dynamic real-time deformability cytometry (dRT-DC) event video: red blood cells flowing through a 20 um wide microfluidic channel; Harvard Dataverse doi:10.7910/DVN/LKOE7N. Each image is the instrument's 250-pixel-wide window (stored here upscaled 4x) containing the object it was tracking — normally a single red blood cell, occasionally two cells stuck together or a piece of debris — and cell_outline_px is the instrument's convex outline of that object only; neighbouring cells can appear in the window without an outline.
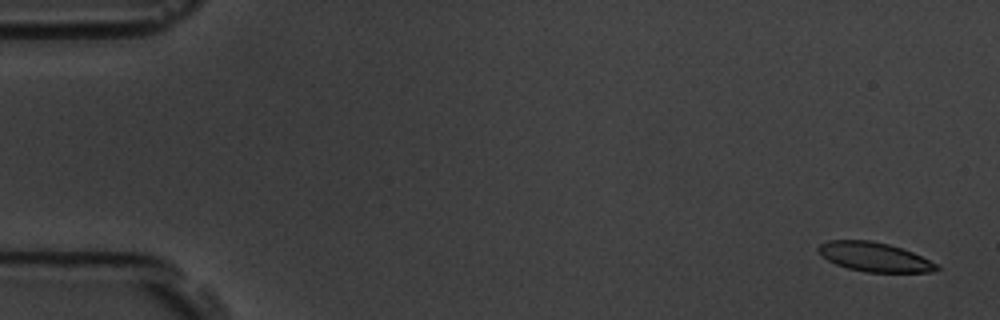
{"species": "common noctule bat (a hibernating species)", "species_latin": "Nyctalus noctula", "temperature_condition": "room temperature", "stored_images_in_passage": 5, "camera_frame_rate_fps": 3000, "um_per_image_px": 0.085, "animal": {"sex": "male", "body_mass_g": 19.5, "forearm_length_mm": 54.6}, "frame": {"image": 1, "passage_image": 1, "time_ms": 0.0, "image_size_px": [1000, 320], "cell_outline_px": [[940, 268], [932, 272], [868, 272], [848, 268], [836, 264], [828, 260], [816, 248], [820, 244], [828, 240], [872, 240], [888, 244], [912, 252], [936, 264]], "centroid_in_image_um": [74.3, 21.83], "position_along_channel_um": 10.7, "area_um2": 19.83}}
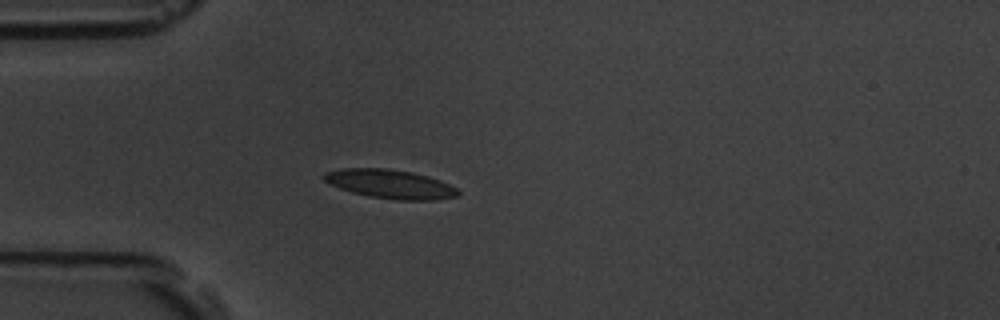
{"frame": {"image": 2, "passage_image": 5, "time_ms": 1.333, "image_size_px": [1000, 320], "cell_outline_px": [[460, 192], [456, 196], [436, 200], [396, 200], [368, 196], [352, 192], [340, 188], [324, 180], [320, 176], [324, 172], [340, 168], [388, 168], [412, 172], [428, 176], [440, 180], [456, 188]], "centroid_in_image_um": [33.14, 15.63], "position_along_channel_um": 51.9, "area_um2": 22.66}}